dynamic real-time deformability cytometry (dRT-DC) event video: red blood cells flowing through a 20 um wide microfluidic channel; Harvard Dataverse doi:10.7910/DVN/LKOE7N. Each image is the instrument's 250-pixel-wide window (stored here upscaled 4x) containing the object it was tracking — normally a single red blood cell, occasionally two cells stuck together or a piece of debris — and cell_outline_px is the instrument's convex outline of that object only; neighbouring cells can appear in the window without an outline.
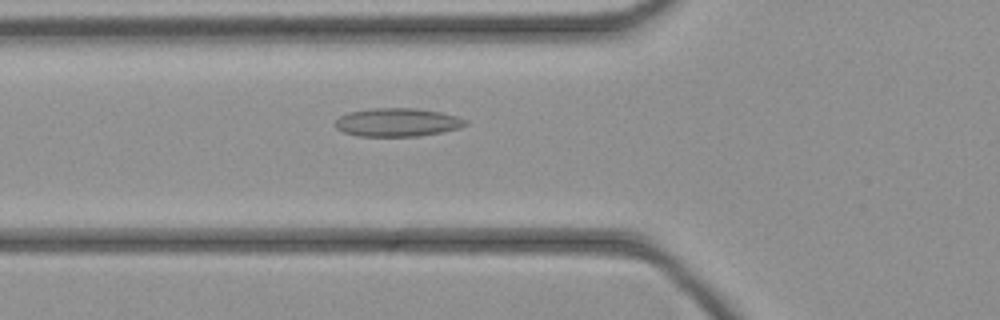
{"species": "common noctule bat (a hibernating species)", "species_latin": "Nyctalus noctula", "temperature_condition": "cold", "stored_images_in_passage": 37, "camera_frame_rate_fps": 3000, "um_per_image_px": 0.085, "animal": {"sex": "female", "body_mass_g": 21.9}, "frame": {"image": 1, "passage_image": 8, "time_ms": 2.333, "image_size_px": [1000, 320], "cell_outline_px": [[468, 124], [460, 128], [440, 132], [416, 136], [356, 136], [344, 132], [336, 128], [332, 124], [340, 116], [348, 112], [372, 108], [412, 108], [440, 112], [456, 116], [468, 120]], "centroid_in_image_um": [33.75, 10.4], "position_along_channel_um": 92.1, "area_um2": 21.56}}
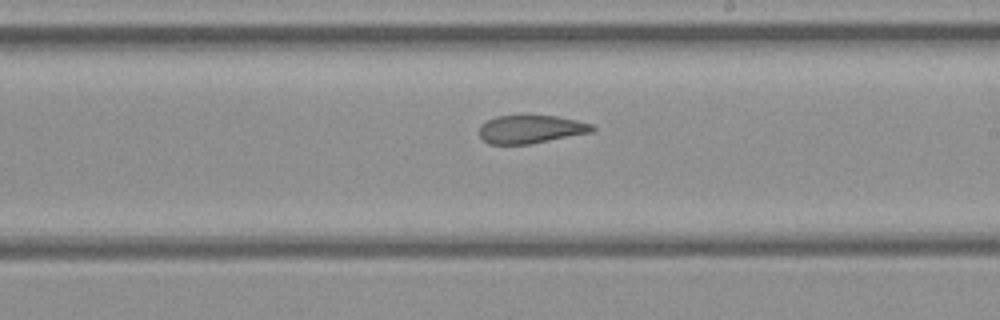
{"frame": {"image": 2, "passage_image": 18, "time_ms": 5.667, "image_size_px": [1000, 320], "cell_outline_px": [[596, 128], [592, 132], [528, 144], [488, 144], [480, 136], [480, 124], [496, 116], [556, 116], [576, 120], [592, 124]], "centroid_in_image_um": [45.11, 10.98], "position_along_channel_um": 243.9, "area_um2": 18.32}}
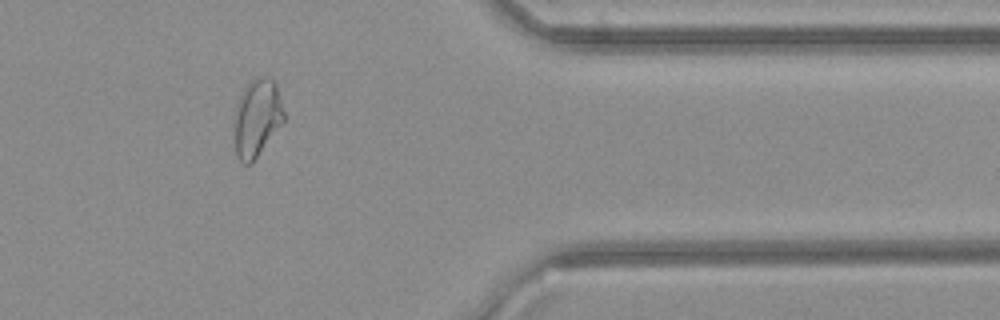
{"frame": {"image": 3, "passage_image": 29, "time_ms": 9.333, "image_size_px": [1000, 320], "cell_outline_px": [[284, 120], [252, 164], [244, 164], [236, 156], [236, 104], [244, 88], [256, 76], [268, 76], [276, 80], [284, 112]], "centroid_in_image_um": [21.88, 9.98], "position_along_channel_um": 389.5, "area_um2": 22.25}}